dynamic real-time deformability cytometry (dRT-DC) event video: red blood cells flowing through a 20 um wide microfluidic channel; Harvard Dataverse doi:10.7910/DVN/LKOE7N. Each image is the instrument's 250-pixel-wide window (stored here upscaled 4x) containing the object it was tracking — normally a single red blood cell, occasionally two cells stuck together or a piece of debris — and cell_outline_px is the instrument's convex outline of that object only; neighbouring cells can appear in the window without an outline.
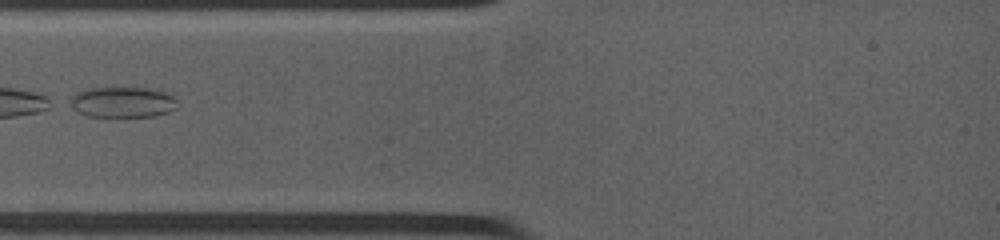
{"species": "common noctule bat (a hibernating species)", "species_latin": "Nyctalus noctula", "temperature_condition": "warm", "stored_images_in_passage": 29, "camera_frame_rate_fps": 4500, "um_per_image_px": 0.085, "animal": {"sex": "female", "body_mass_g": 19.0, "forearm_length_mm": 53.3}, "frame": {"image": 1, "passage_image": 1, "time_ms": 0.0, "image_size_px": [1000, 240], "cell_outline_px": [[176, 108], [168, 112], [156, 116], [88, 116], [72, 108], [72, 96], [76, 92], [88, 88], [148, 88], [164, 92], [172, 96], [176, 100]], "centroid_in_image_um": [10.43, 8.68], "position_along_channel_um": 74.6, "area_um2": 18.84}}
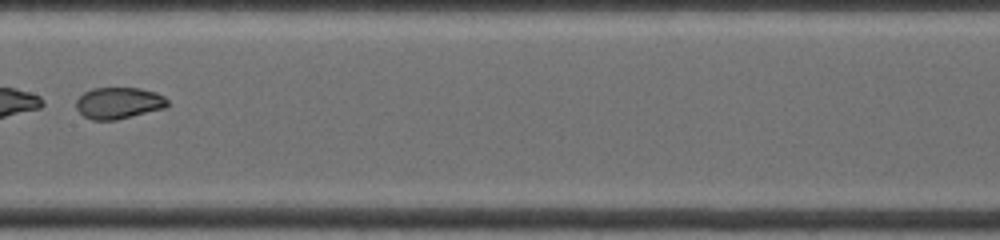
{"frame": {"image": 2, "passage_image": 9, "time_ms": 3.111, "image_size_px": [1000, 240], "cell_outline_px": [[168, 104], [164, 108], [116, 120], [92, 120], [84, 116], [76, 108], [76, 100], [84, 92], [92, 88], [140, 88], [156, 92], [164, 96], [168, 100]], "centroid_in_image_um": [10.08, 8.75], "position_along_channel_um": 197.3, "area_um2": 16.76}}